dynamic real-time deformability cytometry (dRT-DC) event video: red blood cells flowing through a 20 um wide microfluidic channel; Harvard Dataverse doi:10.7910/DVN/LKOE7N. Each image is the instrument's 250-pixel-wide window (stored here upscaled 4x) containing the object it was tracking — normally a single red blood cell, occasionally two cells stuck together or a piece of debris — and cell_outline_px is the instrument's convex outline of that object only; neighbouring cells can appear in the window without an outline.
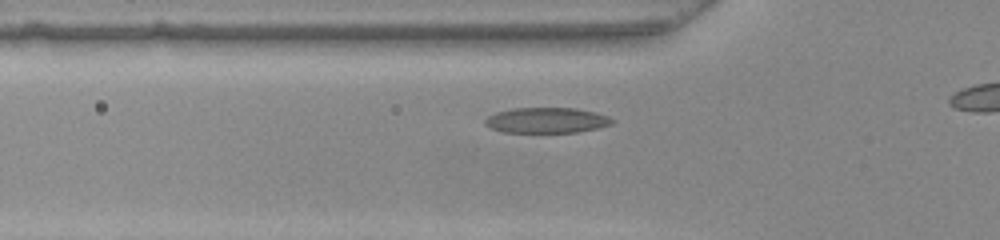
{"species": "common noctule bat (a hibernating species)", "species_latin": "Nyctalus noctula", "temperature_condition": "warm", "stored_images_in_passage": 22, "camera_frame_rate_fps": 3000, "um_per_image_px": 0.085, "animal": {"sex": "female", "body_mass_g": 22.0, "forearm_length_mm": 56.7}, "frame": {"image": 1, "passage_image": 10, "time_ms": 3.0, "image_size_px": [1000, 240], "cell_outline_px": [[616, 120], [612, 124], [596, 128], [576, 132], [504, 132], [492, 128], [484, 124], [484, 120], [488, 116], [496, 112], [512, 108], [576, 108], [596, 112], [608, 116]], "centroid_in_image_um": [46.47, 10.21], "position_along_channel_um": 79.3, "area_um2": 18.84}}
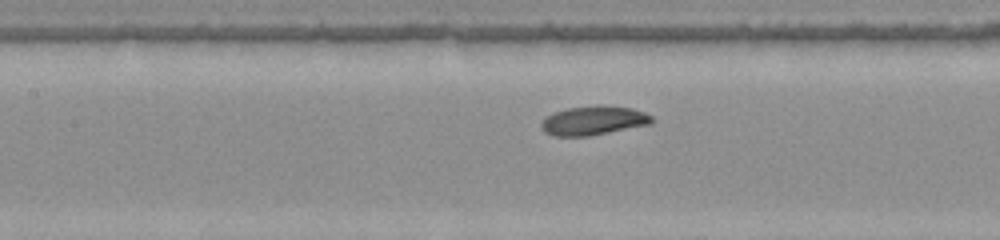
{"frame": {"image": 2, "passage_image": 16, "time_ms": 5.0, "image_size_px": [1000, 240], "cell_outline_px": [[652, 124], [588, 136], [556, 136], [544, 132], [540, 128], [540, 124], [552, 112], [568, 108], [596, 104], [600, 104], [632, 108], [644, 112], [652, 116]], "centroid_in_image_um": [50.45, 10.23], "position_along_channel_um": 157.0, "area_um2": 18.9}}
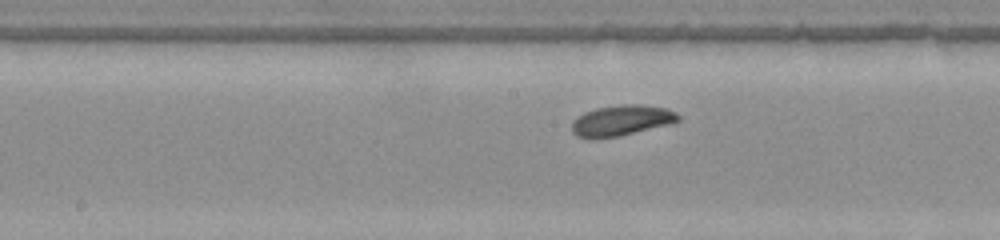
{"frame": {"image": 3, "passage_image": 19, "time_ms": 6.0, "image_size_px": [1000, 240], "cell_outline_px": [[680, 120], [672, 124], [620, 136], [576, 136], [572, 132], [572, 120], [584, 112], [596, 108], [624, 104], [640, 104], [668, 108], [676, 112], [680, 116]], "centroid_in_image_um": [52.9, 10.21], "position_along_channel_um": 195.3, "area_um2": 18.84}}